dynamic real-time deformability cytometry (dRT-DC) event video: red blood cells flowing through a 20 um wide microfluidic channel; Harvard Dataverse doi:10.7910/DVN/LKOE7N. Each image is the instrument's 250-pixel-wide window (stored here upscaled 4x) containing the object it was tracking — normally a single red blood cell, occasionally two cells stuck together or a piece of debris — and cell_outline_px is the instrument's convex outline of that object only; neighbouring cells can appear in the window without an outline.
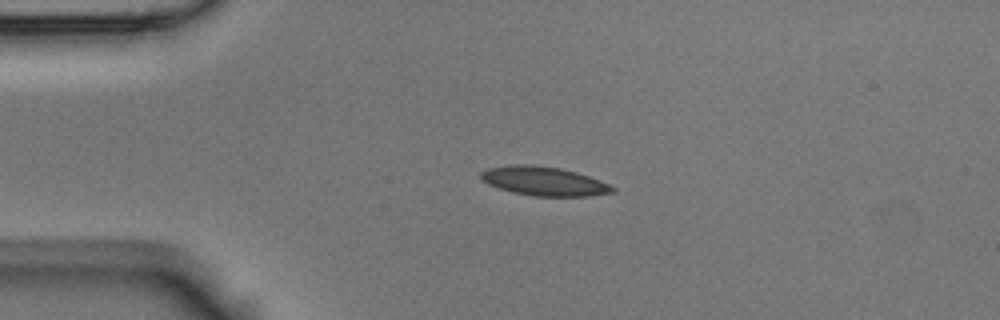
{"species": "Egyptian fruit bat (a non-hibernating species)", "species_latin": "Rousettus aegyptiacus", "temperature_condition": "room temperature", "stored_images_in_passage": 2, "camera_frame_rate_fps": 3000, "um_per_image_px": 0.085, "animal": {"sex": "male"}, "frame": {"image": 1, "passage_image": 1, "time_ms": 0.0, "image_size_px": [1000, 320], "cell_outline_px": [[616, 192], [588, 196], [532, 196], [512, 192], [488, 184], [480, 176], [480, 172], [488, 168], [512, 164], [532, 164], [560, 168], [576, 172], [600, 180], [616, 188]], "centroid_in_image_um": [46.25, 15.39], "position_along_channel_um": 38.8, "area_um2": 22.25}}